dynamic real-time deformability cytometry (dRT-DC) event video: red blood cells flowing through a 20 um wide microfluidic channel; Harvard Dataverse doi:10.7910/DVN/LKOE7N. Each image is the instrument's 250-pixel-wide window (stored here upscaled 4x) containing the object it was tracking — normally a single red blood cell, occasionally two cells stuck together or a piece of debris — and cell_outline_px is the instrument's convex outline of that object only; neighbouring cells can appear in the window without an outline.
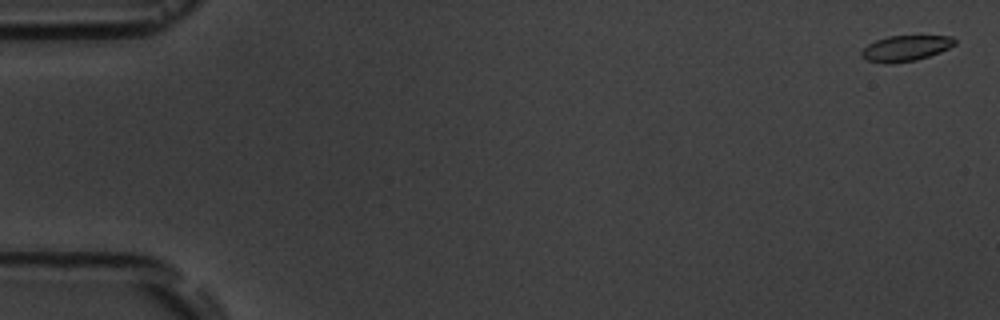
{"species": "common noctule bat (a hibernating species)", "species_latin": "Nyctalus noctula", "temperature_condition": "room temperature", "stored_images_in_passage": 6, "camera_frame_rate_fps": 3000, "um_per_image_px": 0.085, "animal": {"sex": "male", "body_mass_g": 19.5, "forearm_length_mm": 54.6}, "frame": {"image": 1, "passage_image": 1, "time_ms": 0.0, "image_size_px": [1000, 320], "cell_outline_px": [[956, 44], [940, 52], [916, 60], [892, 64], [884, 64], [868, 60], [860, 56], [860, 52], [868, 44], [876, 40], [888, 36], [952, 36], [956, 40]], "centroid_in_image_um": [76.96, 4.11], "position_along_channel_um": 8.0, "area_um2": 13.99}}
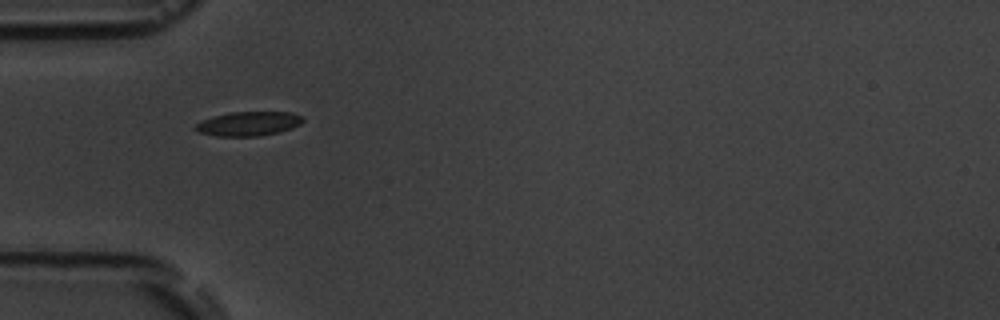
{"frame": {"image": 2, "passage_image": 5, "time_ms": 5.667, "image_size_px": [1000, 320], "cell_outline_px": [[304, 120], [300, 124], [292, 128], [260, 136], [216, 136], [200, 132], [192, 128], [196, 124], [212, 116], [228, 112], [292, 112], [300, 116]], "centroid_in_image_um": [21.1, 10.51], "position_along_channel_um": 63.9, "area_um2": 15.09}}
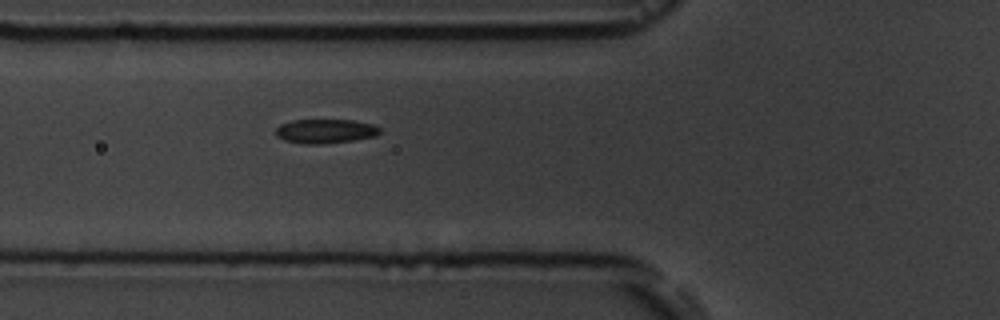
{"frame": {"image": 3, "passage_image": 6, "time_ms": 6.667, "image_size_px": [1000, 320], "cell_outline_px": [[380, 132], [376, 136], [352, 140], [320, 144], [300, 144], [284, 140], [276, 136], [276, 128], [280, 124], [292, 120], [352, 120], [372, 124], [380, 128]], "centroid_in_image_um": [27.62, 11.15], "position_along_channel_um": 98.2, "area_um2": 14.68}}